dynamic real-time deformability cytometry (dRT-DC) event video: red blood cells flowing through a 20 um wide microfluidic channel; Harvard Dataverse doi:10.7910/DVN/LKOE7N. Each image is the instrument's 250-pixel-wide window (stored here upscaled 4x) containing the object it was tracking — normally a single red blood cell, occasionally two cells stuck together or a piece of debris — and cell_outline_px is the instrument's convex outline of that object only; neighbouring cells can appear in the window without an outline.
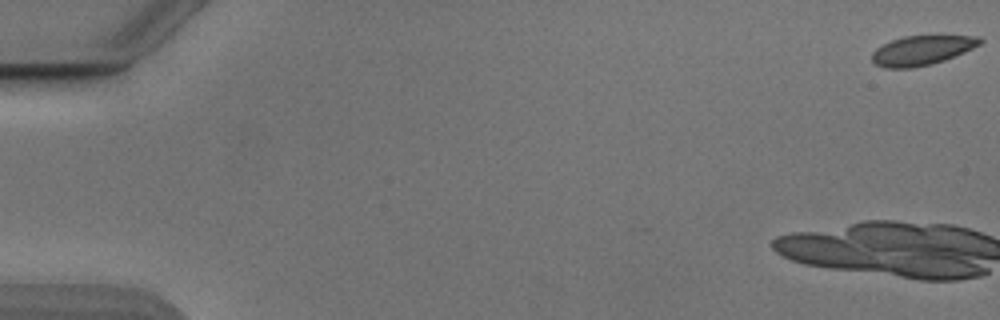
{"species": "Egyptian fruit bat (a non-hibernating species)", "species_latin": "Rousettus aegyptiacus", "temperature_condition": "cold", "stored_images_in_passage": 14, "camera_frame_rate_fps": 3000, "um_per_image_px": 0.085, "animal": {"sex": "male"}, "frame": {"image": 1, "passage_image": 1, "time_ms": 0.0, "image_size_px": [1000, 320], "cell_outline_px": [[984, 40], [980, 44], [964, 52], [944, 60], [932, 64], [912, 68], [884, 68], [876, 64], [872, 60], [872, 52], [876, 48], [892, 40], [904, 36], [980, 36]], "centroid_in_image_um": [78.35, 4.28], "position_along_channel_um": 6.6, "area_um2": 18.44}}